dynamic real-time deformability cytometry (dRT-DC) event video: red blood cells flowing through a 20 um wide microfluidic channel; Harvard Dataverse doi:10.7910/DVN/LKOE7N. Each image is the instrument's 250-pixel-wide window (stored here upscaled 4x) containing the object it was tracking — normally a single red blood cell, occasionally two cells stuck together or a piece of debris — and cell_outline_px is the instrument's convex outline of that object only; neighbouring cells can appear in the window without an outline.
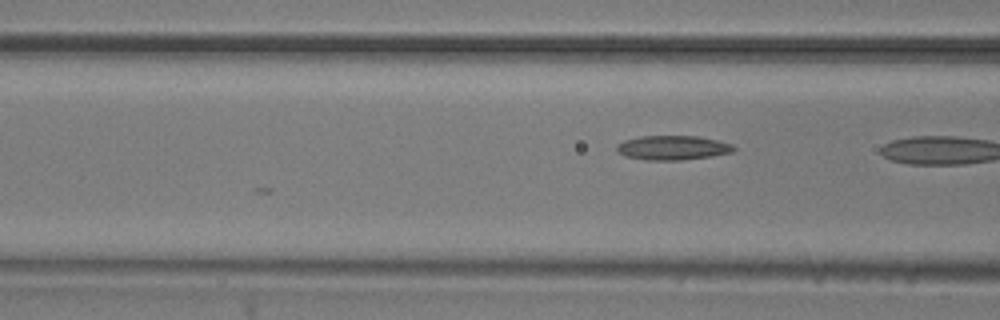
{"species": "common noctule bat (a hibernating species)", "species_latin": "Nyctalus noctula", "temperature_condition": "room temperature", "stored_images_in_passage": 5, "camera_frame_rate_fps": 3000, "um_per_image_px": 0.085, "animal": {"sex": "male", "body_mass_g": 20.5, "forearm_length_mm": 52.5}, "frame": {"image": 1, "passage_image": 3, "time_ms": 2.333, "image_size_px": [1000, 320], "cell_outline_px": [[736, 148], [732, 152], [712, 156], [680, 160], [644, 160], [624, 156], [616, 148], [616, 144], [624, 140], [640, 136], [700, 136], [732, 144]], "centroid_in_image_um": [57.16, 12.55], "position_along_channel_um": 109.4, "area_um2": 16.65}}